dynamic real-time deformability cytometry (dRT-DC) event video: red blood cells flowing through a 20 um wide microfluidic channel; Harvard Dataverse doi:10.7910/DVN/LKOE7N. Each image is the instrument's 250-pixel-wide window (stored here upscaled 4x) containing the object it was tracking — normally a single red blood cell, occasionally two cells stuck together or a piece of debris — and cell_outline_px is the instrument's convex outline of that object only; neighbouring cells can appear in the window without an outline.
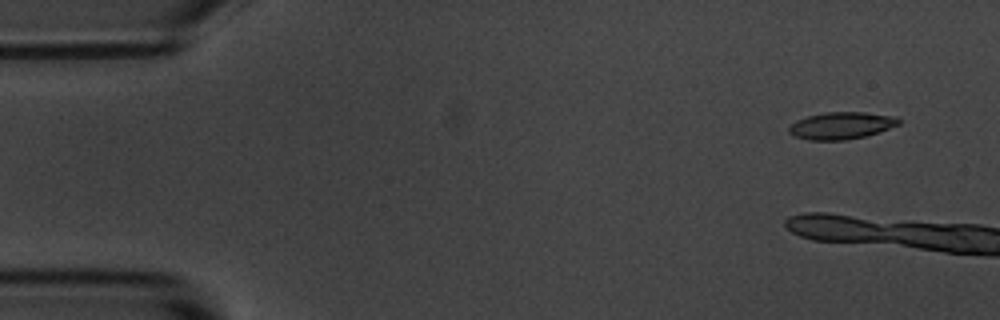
{"species": "common noctule bat (a hibernating species)", "species_latin": "Nyctalus noctula", "temperature_condition": "room temperature", "stored_images_in_passage": 8, "camera_frame_rate_fps": 3000, "um_per_image_px": 0.085, "animal": {"sex": "male", "body_mass_g": 20.1, "forearm_length_mm": 53.5}, "frame": {"image": 1, "passage_image": 1, "time_ms": 0.0, "image_size_px": [1000, 320], "cell_outline_px": [[900, 124], [880, 132], [864, 136], [844, 140], [808, 140], [796, 136], [788, 132], [788, 128], [796, 120], [808, 116], [824, 112], [864, 112], [896, 116], [900, 120]], "centroid_in_image_um": [71.53, 10.67], "position_along_channel_um": 13.5, "area_um2": 17.34}}
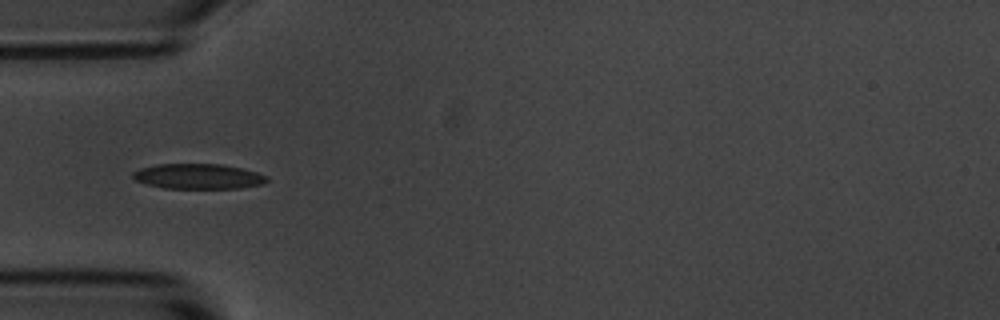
{"frame": {"image": 2, "passage_image": 6, "time_ms": 6.333, "image_size_px": [1000, 320], "cell_outline_px": [[268, 180], [264, 184], [240, 188], [164, 188], [148, 184], [136, 180], [132, 176], [132, 172], [140, 168], [156, 164], [224, 164], [244, 168], [268, 176]], "centroid_in_image_um": [16.89, 14.98], "position_along_channel_um": 68.1, "area_um2": 19.77}}
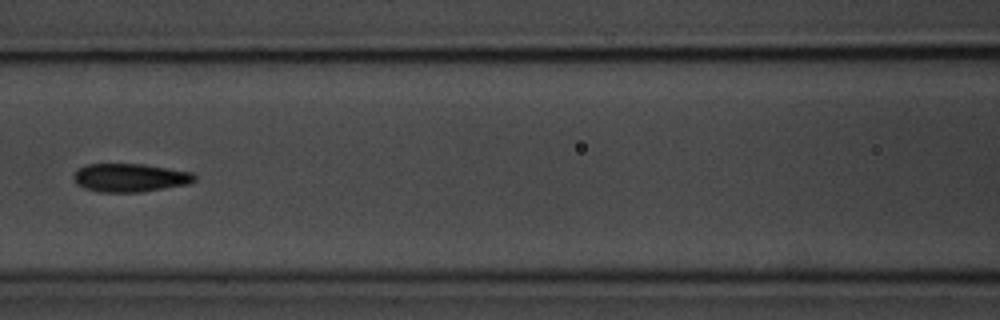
{"frame": {"image": 3, "passage_image": 8, "time_ms": 8.667, "image_size_px": [1000, 320], "cell_outline_px": [[196, 180], [188, 184], [140, 192], [100, 192], [84, 188], [76, 184], [72, 180], [72, 176], [84, 164], [144, 164], [192, 172], [196, 176]], "centroid_in_image_um": [11.03, 15.1], "position_along_channel_um": 155.6, "area_um2": 20.06}}